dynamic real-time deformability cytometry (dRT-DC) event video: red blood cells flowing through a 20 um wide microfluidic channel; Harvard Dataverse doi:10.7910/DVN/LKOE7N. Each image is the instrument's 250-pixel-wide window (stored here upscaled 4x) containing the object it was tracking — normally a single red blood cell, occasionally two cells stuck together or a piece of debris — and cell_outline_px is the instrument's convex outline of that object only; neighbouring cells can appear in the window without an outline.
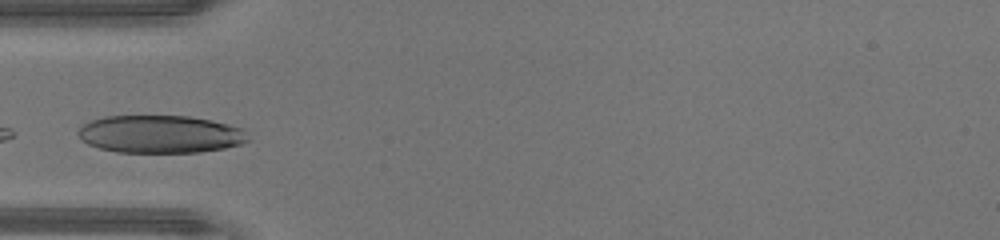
{"species": "human", "species_latin": "Homo sapiens", "temperature_condition": "warm", "stored_images_in_passage": 33, "camera_frame_rate_fps": 3000, "um_per_image_px": 0.085, "donor": {"sex": "male"}, "frame": {"image": 1, "passage_image": 9, "time_ms": 2.667, "image_size_px": [1000, 240], "cell_outline_px": [[248, 140], [240, 144], [224, 148], [200, 152], [116, 152], [100, 148], [88, 144], [80, 140], [76, 132], [84, 124], [92, 120], [104, 116], [188, 116], [212, 120], [244, 128]], "centroid_in_image_um": [13.6, 11.4], "position_along_channel_um": 71.4, "area_um2": 37.4}}
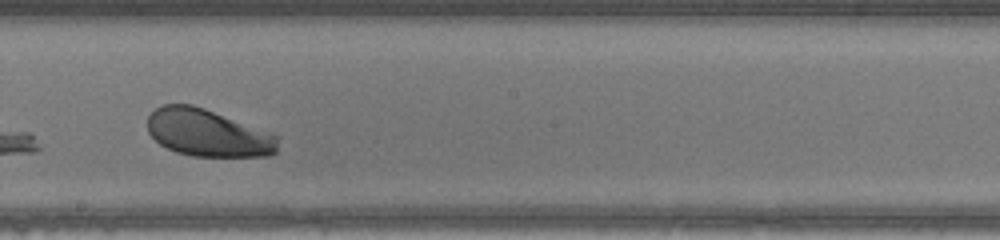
{"frame": {"image": 2, "passage_image": 20, "time_ms": 6.333, "image_size_px": [1000, 240], "cell_outline_px": [[280, 136], [276, 152], [268, 156], [192, 156], [176, 152], [160, 144], [148, 132], [148, 116], [160, 104], [192, 104], [204, 108]], "centroid_in_image_um": [17.66, 11.3], "position_along_channel_um": 230.5, "area_um2": 35.84}}
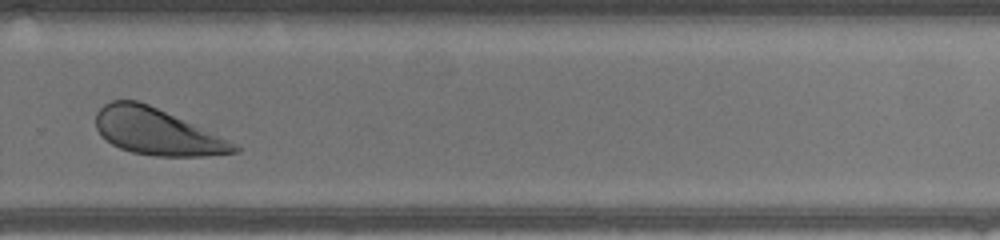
{"frame": {"image": 3, "passage_image": 26, "time_ms": 8.333, "image_size_px": [1000, 240], "cell_outline_px": [[240, 152], [208, 156], [152, 156], [132, 152], [120, 148], [112, 144], [96, 128], [96, 112], [104, 104], [112, 100], [136, 100], [148, 104], [236, 144], [240, 148]], "centroid_in_image_um": [13.31, 11.2], "position_along_channel_um": 316.5, "area_um2": 36.76}, "authors_computed_cell_mechanics": {"area_um2": 37.4544, "velocity_mm_per_s": 4.3109, "shape_relaxation_time_tau1_ms": 1.5755, "shape_relaxation_time_tau2_ms": null, "deformation_change_tau1": 0.1349, "deformation_change_tau2": null}}